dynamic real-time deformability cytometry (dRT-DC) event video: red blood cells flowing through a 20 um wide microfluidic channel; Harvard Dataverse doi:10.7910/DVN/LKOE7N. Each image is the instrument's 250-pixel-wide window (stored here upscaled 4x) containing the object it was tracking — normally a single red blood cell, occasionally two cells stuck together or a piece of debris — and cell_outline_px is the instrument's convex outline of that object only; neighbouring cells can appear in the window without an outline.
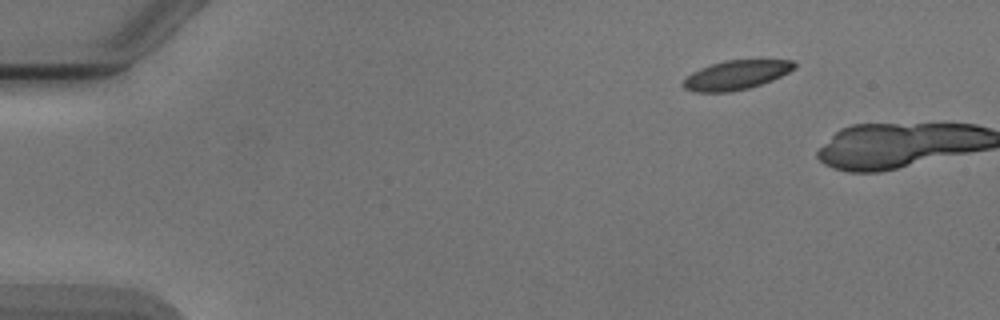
{"species": "Egyptian fruit bat (a non-hibernating species)", "species_latin": "Rousettus aegyptiacus", "temperature_condition": "cold", "stored_images_in_passage": 2, "camera_frame_rate_fps": 3000, "um_per_image_px": 0.085, "animal": {"sex": "male"}, "frame": {"image": 1, "passage_image": 1, "time_ms": 0.0, "image_size_px": [1000, 320], "cell_outline_px": [[796, 68], [772, 80], [748, 88], [732, 92], [692, 92], [684, 88], [680, 84], [692, 72], [700, 68], [712, 64], [728, 60], [792, 60], [796, 64]], "centroid_in_image_um": [62.54, 6.38], "position_along_channel_um": 22.5, "area_um2": 18.84}}